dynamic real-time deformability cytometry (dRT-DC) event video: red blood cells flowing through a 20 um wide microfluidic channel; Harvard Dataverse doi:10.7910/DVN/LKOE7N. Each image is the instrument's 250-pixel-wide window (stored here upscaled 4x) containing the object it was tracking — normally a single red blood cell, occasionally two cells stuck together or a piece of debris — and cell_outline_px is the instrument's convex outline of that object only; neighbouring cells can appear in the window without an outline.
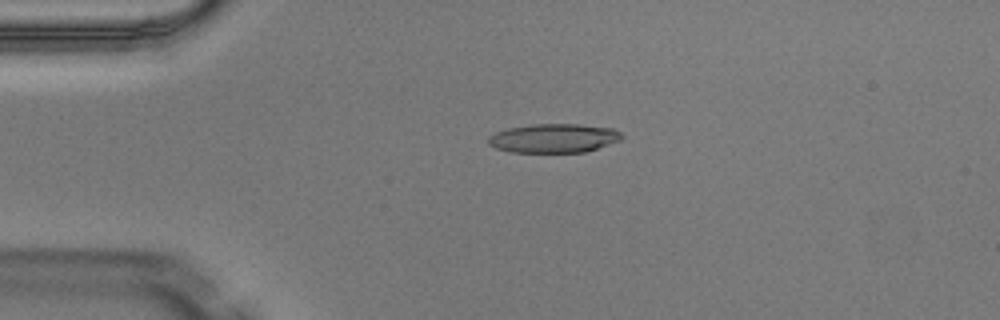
{"species": "Egyptian fruit bat (a non-hibernating species)", "species_latin": "Rousettus aegyptiacus", "temperature_condition": "warm", "stored_images_in_passage": 7, "camera_frame_rate_fps": 3000, "um_per_image_px": 0.085, "animal": {"sex": "male"}, "frame": {"image": 1, "passage_image": 3, "time_ms": 0.667, "image_size_px": [1000, 320], "cell_outline_px": [[624, 136], [620, 140], [584, 152], [512, 152], [496, 148], [488, 144], [488, 136], [496, 132], [508, 128], [532, 124], [580, 124], [616, 128]], "centroid_in_image_um": [47.08, 11.73], "position_along_channel_um": 37.9, "area_um2": 22.54}}
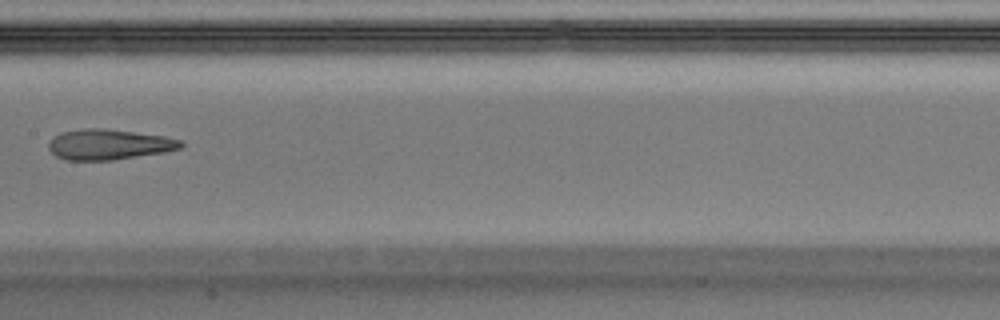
{"frame": {"image": 2, "passage_image": 7, "time_ms": 2.0, "image_size_px": [1000, 320], "cell_outline_px": [[184, 144], [180, 148], [164, 152], [112, 160], [68, 160], [56, 156], [48, 148], [48, 140], [52, 136], [60, 132], [84, 128], [104, 128], [164, 136], [180, 140]], "centroid_in_image_um": [9.2, 12.27], "position_along_channel_um": 198.2, "area_um2": 23.47}}